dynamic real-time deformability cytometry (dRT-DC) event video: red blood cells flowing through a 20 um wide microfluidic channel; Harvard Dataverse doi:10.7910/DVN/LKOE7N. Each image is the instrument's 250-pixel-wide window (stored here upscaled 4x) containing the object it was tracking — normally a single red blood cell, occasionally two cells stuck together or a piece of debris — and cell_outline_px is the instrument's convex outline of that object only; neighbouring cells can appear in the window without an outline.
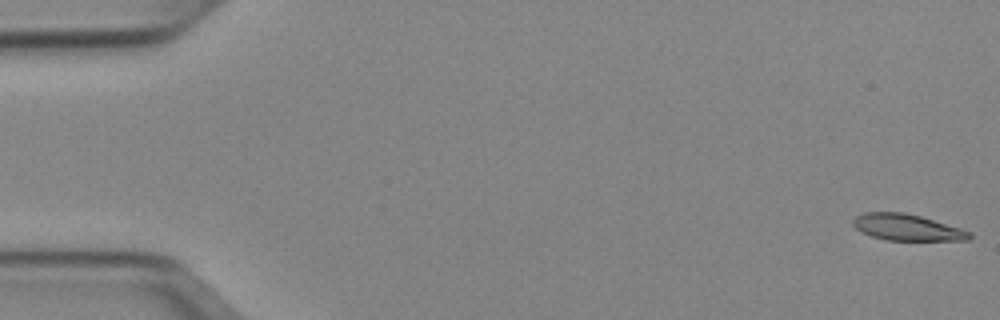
{"species": "Egyptian fruit bat (a non-hibernating species)", "species_latin": "Rousettus aegyptiacus", "temperature_condition": "cold", "stored_images_in_passage": 51, "camera_frame_rate_fps": 3000, "um_per_image_px": 0.085, "animal": {"sex": "female"}, "frame": {"image": 1, "passage_image": 1, "time_ms": 0.0, "image_size_px": [1000, 320], "cell_outline_px": [[972, 236], [968, 240], [888, 240], [872, 236], [860, 232], [852, 224], [852, 220], [856, 216], [864, 212], [904, 212], [920, 216], [960, 228], [972, 232]], "centroid_in_image_um": [77.07, 19.32], "position_along_channel_um": 7.9, "area_um2": 17.8}}
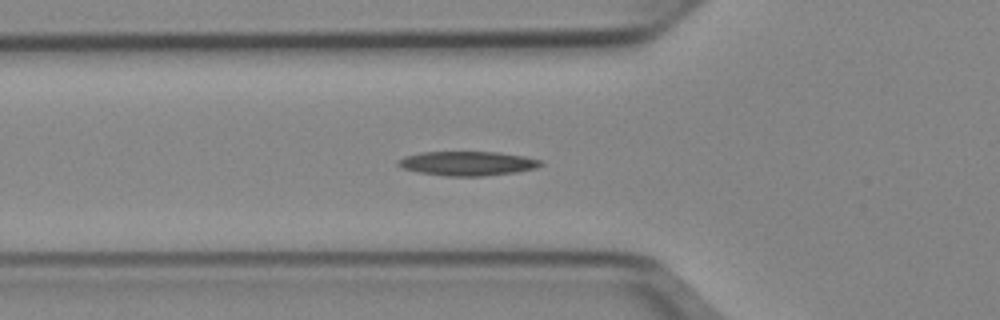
{"frame": {"image": 2, "passage_image": 18, "time_ms": 5.667, "image_size_px": [1000, 320], "cell_outline_px": [[544, 164], [536, 168], [516, 172], [484, 176], [448, 176], [420, 172], [404, 168], [396, 164], [404, 156], [420, 152], [500, 152], [524, 156], [540, 160]], "centroid_in_image_um": [39.77, 13.88], "position_along_channel_um": 86.0, "area_um2": 20.06}}
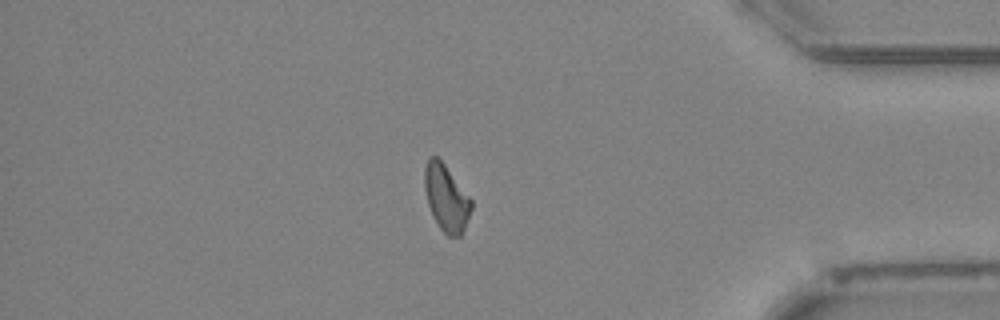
{"frame": {"image": 3, "passage_image": 44, "time_ms": 14.333, "image_size_px": [1000, 320], "cell_outline_px": [[472, 208], [464, 228], [460, 236], [448, 236], [440, 228], [432, 216], [428, 204], [424, 188], [424, 168], [428, 156], [436, 156], [444, 164], [472, 200]], "centroid_in_image_um": [37.91, 16.81], "position_along_channel_um": 397.3, "area_um2": 17.98}, "authors_computed_cell_mechanics": {"area_um2": 18.8428, "velocity_mm_per_s": 3.9449, "shape_relaxation_time_tau1_ms": 11.2249, "shape_relaxation_time_tau2_ms": null, "deformation_change_tau1": 0.2123, "deformation_change_tau2": null}}